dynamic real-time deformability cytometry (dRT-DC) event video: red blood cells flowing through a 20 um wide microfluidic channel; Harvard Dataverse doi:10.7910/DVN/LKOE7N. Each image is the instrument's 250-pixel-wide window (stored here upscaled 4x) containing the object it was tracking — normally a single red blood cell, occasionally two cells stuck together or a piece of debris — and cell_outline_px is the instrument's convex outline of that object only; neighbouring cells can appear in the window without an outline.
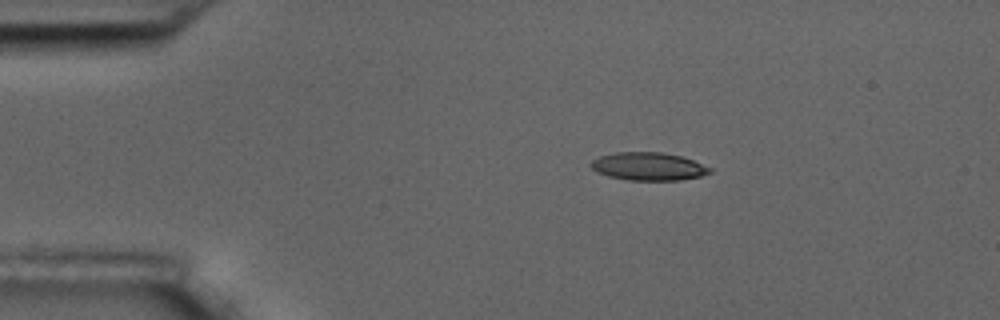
{"species": "common noctule bat (a hibernating species)", "species_latin": "Nyctalus noctula", "temperature_condition": "room temperature", "stored_images_in_passage": 15, "camera_frame_rate_fps": 3000, "um_per_image_px": 0.085, "animal": {"sex": "male", "body_mass_g": 17.5, "forearm_length_mm": 52.3}, "frame": {"image": 1, "passage_image": 3, "time_ms": 3.0, "image_size_px": [1000, 320], "cell_outline_px": [[712, 172], [700, 176], [680, 180], [628, 180], [608, 176], [596, 172], [588, 164], [592, 160], [600, 156], [616, 152], [660, 152], [680, 156], [692, 160], [712, 168]], "centroid_in_image_um": [55.09, 14.15], "position_along_channel_um": 29.9, "area_um2": 19.36}}
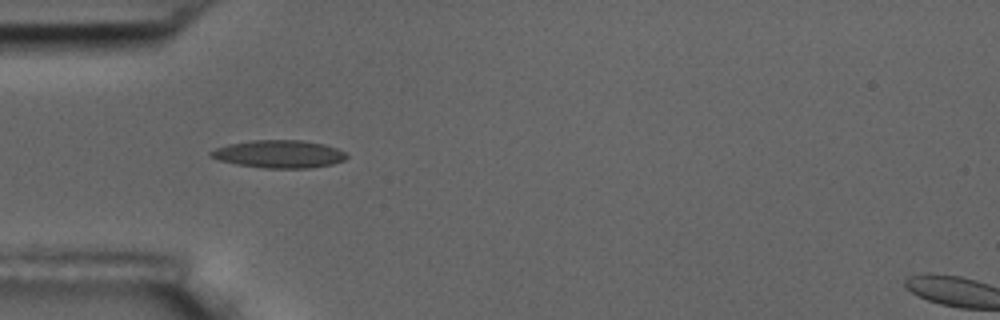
{"frame": {"image": 2, "passage_image": 5, "time_ms": 5.333, "image_size_px": [1000, 320], "cell_outline_px": [[348, 156], [344, 160], [332, 164], [312, 168], [264, 168], [236, 164], [220, 160], [208, 156], [208, 152], [216, 148], [228, 144], [252, 140], [300, 140], [324, 144], [336, 148], [344, 152]], "centroid_in_image_um": [23.7, 13.09], "position_along_channel_um": 61.3, "area_um2": 21.96}}
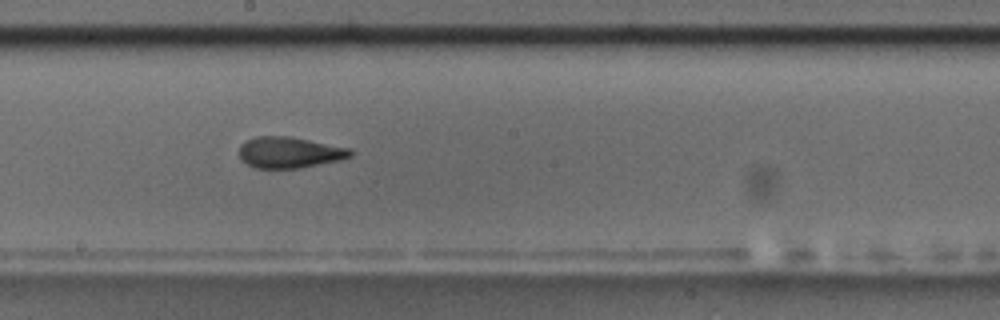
{"frame": {"image": 3, "passage_image": 9, "time_ms": 10.0, "image_size_px": [1000, 320], "cell_outline_px": [[352, 156], [340, 160], [300, 168], [256, 168], [240, 160], [240, 144], [244, 140], [256, 136], [288, 136], [352, 148]], "centroid_in_image_um": [24.6, 12.95], "position_along_channel_um": 223.6, "area_um2": 20.29}, "authors_computed_cell_mechanics": {"area_um2": 19.941, "velocity_mm_per_s": 3.5297, "shape_relaxation_time_tau1_ms": 3.6249, "shape_relaxation_time_tau2_ms": 4.3208, "deformation_change_tau1": 0.1607, "deformation_change_tau2": 0.1165}}